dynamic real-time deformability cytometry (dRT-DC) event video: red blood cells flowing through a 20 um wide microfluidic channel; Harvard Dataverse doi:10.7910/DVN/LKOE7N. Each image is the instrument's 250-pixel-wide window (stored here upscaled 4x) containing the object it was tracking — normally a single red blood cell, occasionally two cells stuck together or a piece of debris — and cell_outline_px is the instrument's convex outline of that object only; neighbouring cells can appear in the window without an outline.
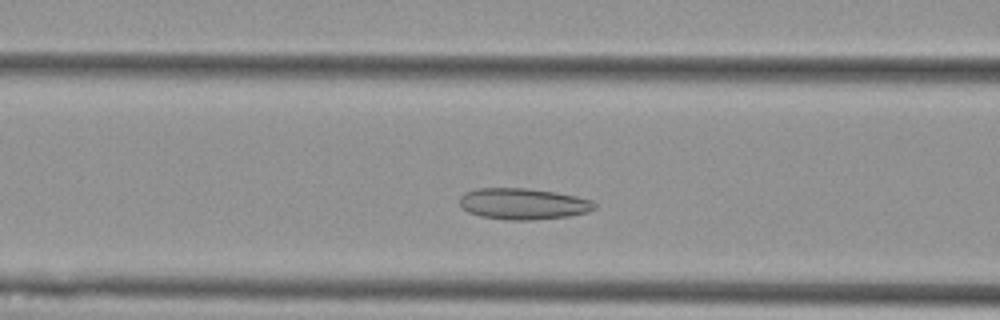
{"species": "Egyptian fruit bat (a non-hibernating species)", "species_latin": "Rousettus aegyptiacus", "temperature_condition": "cold", "stored_images_in_passage": 44, "camera_frame_rate_fps": 3000, "um_per_image_px": 0.085, "animal": {"sex": "female"}, "frame": {"image": 1, "passage_image": 10, "time_ms": 3.0, "image_size_px": [1000, 320], "cell_outline_px": [[596, 208], [588, 212], [568, 216], [532, 220], [508, 220], [480, 216], [468, 212], [460, 208], [460, 196], [464, 192], [476, 188], [528, 188], [556, 192], [576, 196], [592, 200], [596, 204]], "centroid_in_image_um": [44.45, 17.32], "position_along_channel_um": 122.2, "area_um2": 24.8}}
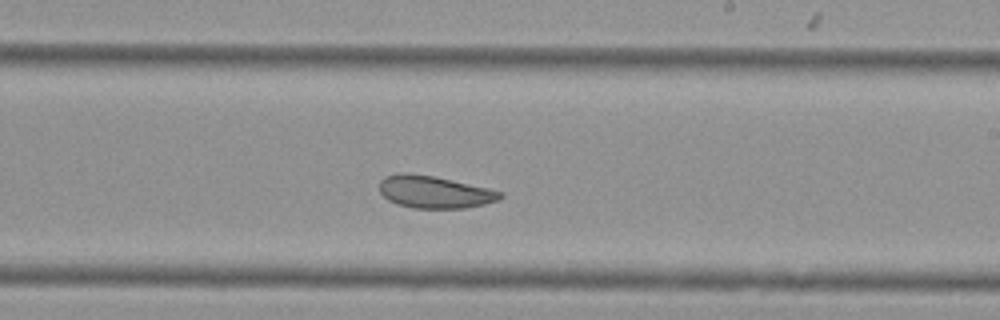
{"frame": {"image": 2, "passage_image": 21, "time_ms": 6.667, "image_size_px": [1000, 320], "cell_outline_px": [[504, 196], [500, 200], [484, 204], [464, 208], [412, 208], [396, 204], [388, 200], [380, 192], [380, 180], [384, 176], [396, 172], [404, 172], [432, 176], [488, 188], [504, 192]], "centroid_in_image_um": [36.91, 16.32], "position_along_channel_um": 252.1, "area_um2": 22.83}}
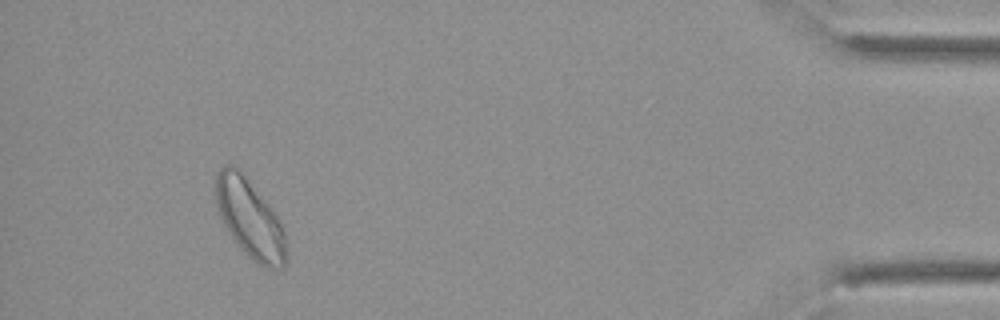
{"frame": {"image": 3, "passage_image": 40, "time_ms": 13.0, "image_size_px": [1000, 320], "cell_outline_px": [[288, 264], [284, 268], [264, 268], [256, 264], [232, 240], [220, 216], [216, 204], [216, 172], [220, 168], [228, 164], [232, 164], [240, 172], [272, 208], [280, 220], [284, 228], [288, 248]], "centroid_in_image_um": [21.29, 18.67], "position_along_channel_um": 413.9, "area_um2": 32.71}, "authors_computed_cell_mechanics": {"area_um2": 24.7095, "velocity_mm_per_s": 3.5602, "shape_relaxation_time_tau1_ms": 8.7245, "shape_relaxation_time_tau2_ms": 3.1243, "deformation_change_tau1": 0.1224, "deformation_change_tau2": 0.063}}